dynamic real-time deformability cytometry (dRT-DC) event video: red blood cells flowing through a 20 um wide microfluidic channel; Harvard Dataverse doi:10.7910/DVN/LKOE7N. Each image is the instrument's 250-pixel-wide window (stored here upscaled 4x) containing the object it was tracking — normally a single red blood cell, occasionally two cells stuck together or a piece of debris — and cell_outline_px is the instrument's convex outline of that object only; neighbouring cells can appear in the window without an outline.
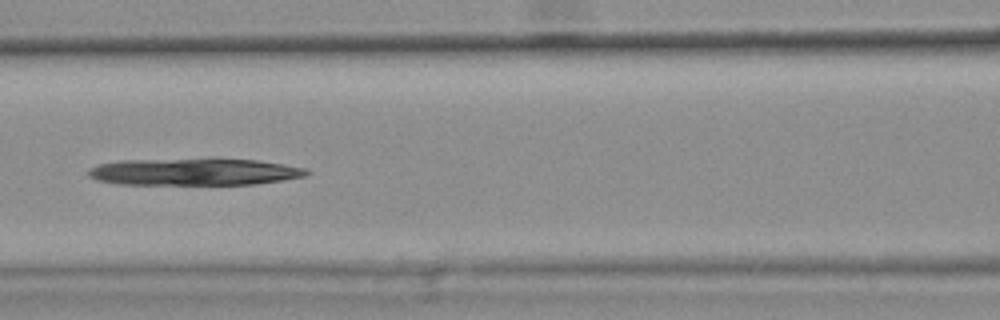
{"species": "common noctule bat (a hibernating species)", "species_latin": "Nyctalus noctula", "temperature_condition": "warm", "stored_images_in_passage": 40, "camera_frame_rate_fps": 3000, "um_per_image_px": 0.085, "animal": {"sex": "female", "body_mass_g": 25.1}, "frame": {"image": 1, "passage_image": 18, "time_ms": 5.667, "image_size_px": [1000, 320], "cell_outline_px": [[308, 172], [304, 176], [256, 184], [116, 184], [96, 180], [88, 176], [88, 168], [100, 164], [120, 160], [256, 160], [284, 164], [308, 168]], "centroid_in_image_um": [16.46, 14.62], "position_along_channel_um": 150.1, "area_um2": 33.58}}